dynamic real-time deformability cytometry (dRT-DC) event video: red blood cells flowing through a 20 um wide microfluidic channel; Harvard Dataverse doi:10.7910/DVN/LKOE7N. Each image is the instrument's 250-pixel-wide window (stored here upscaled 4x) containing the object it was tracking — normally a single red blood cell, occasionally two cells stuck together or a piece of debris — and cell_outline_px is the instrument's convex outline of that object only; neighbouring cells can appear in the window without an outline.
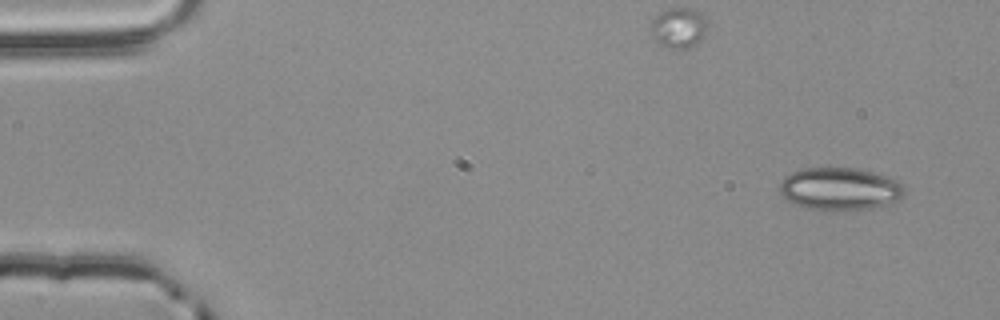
{"species": "common noctule bat (a hibernating species)", "species_latin": "Nyctalus noctula", "temperature_condition": "room temperature", "stored_images_in_passage": 4, "camera_frame_rate_fps": 3000, "um_per_image_px": 0.085, "animal": {"sex": "male", "body_mass_g": 20.4}, "frame": {"image": 1, "passage_image": 1, "time_ms": 0.0, "image_size_px": [1000, 320], "cell_outline_px": [[904, 196], [900, 200], [888, 204], [872, 208], [832, 212], [808, 208], [796, 204], [788, 200], [780, 192], [780, 184], [784, 176], [792, 172], [804, 168], [856, 168], [872, 172], [896, 180], [904, 188]], "centroid_in_image_um": [71.39, 16.07], "position_along_channel_um": 13.6, "area_um2": 31.1}}